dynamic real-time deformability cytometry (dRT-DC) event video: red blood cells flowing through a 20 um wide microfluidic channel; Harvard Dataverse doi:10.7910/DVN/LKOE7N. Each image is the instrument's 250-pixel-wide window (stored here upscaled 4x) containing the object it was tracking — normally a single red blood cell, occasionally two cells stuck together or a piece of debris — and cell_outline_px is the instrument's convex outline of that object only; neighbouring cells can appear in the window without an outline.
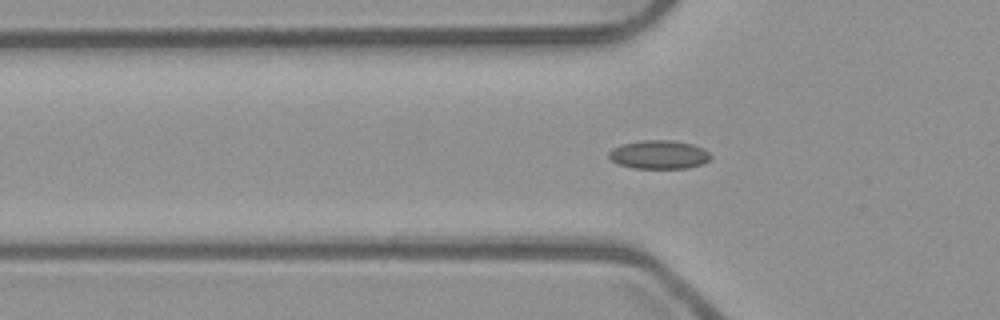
{"species": "common noctule bat (a hibernating species)", "species_latin": "Nyctalus noctula", "temperature_condition": "room temperature", "stored_images_in_passage": 42, "camera_frame_rate_fps": 3000, "um_per_image_px": 0.085, "animal": {"sex": "male", "body_mass_g": 23.1, "forearm_length_mm": 52.7}, "frame": {"image": 1, "passage_image": 17, "time_ms": 5.333, "image_size_px": [1000, 320], "cell_outline_px": [[712, 156], [704, 164], [688, 168], [632, 168], [616, 164], [608, 156], [608, 152], [612, 148], [620, 144], [644, 140], [672, 140], [692, 144], [704, 148]], "centroid_in_image_um": [56.0, 13.14], "position_along_channel_um": 69.8, "area_um2": 17.17}}
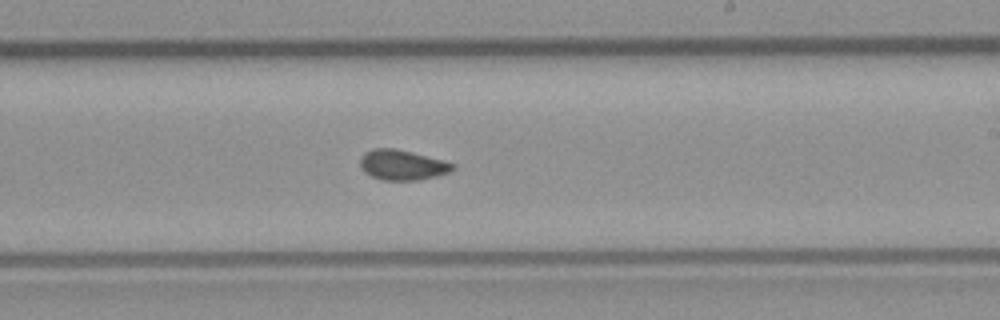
{"frame": {"image": 2, "passage_image": 31, "time_ms": 10.0, "image_size_px": [1000, 320], "cell_outline_px": [[456, 168], [452, 172], [436, 176], [416, 180], [384, 180], [372, 176], [364, 172], [360, 164], [360, 160], [364, 152], [372, 148], [396, 148], [412, 152], [456, 164]], "centroid_in_image_um": [34.21, 14.01], "position_along_channel_um": 254.8, "area_um2": 16.3}}
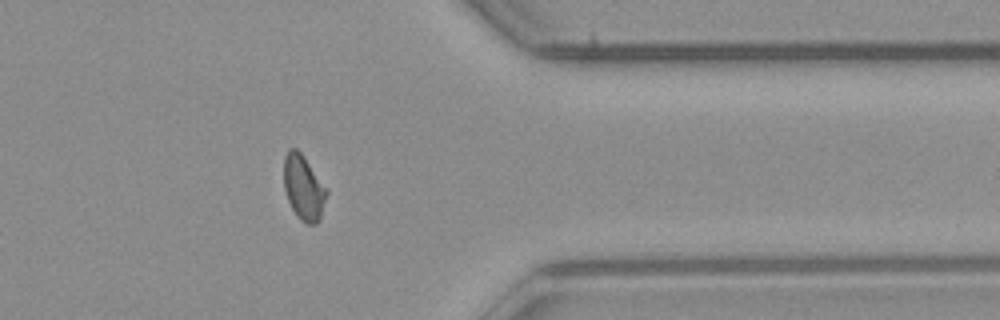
{"frame": {"image": 3, "passage_image": 42, "time_ms": 13.667, "image_size_px": [1000, 320], "cell_outline_px": [[328, 192], [320, 220], [316, 224], [304, 224], [300, 220], [292, 208], [288, 200], [284, 188], [284, 156], [288, 148], [296, 148], [300, 152], [328, 188]], "centroid_in_image_um": [25.82, 15.96], "position_along_channel_um": 385.6, "area_um2": 16.36}, "authors_computed_cell_mechanics": {"area_um2": 16.3574, "velocity_mm_per_s": 3.9428, "shape_relaxation_time_tau1_ms": null, "shape_relaxation_time_tau2_ms": 2.0821, "deformation_change_tau1": null, "deformation_change_tau2": 0.0541}}